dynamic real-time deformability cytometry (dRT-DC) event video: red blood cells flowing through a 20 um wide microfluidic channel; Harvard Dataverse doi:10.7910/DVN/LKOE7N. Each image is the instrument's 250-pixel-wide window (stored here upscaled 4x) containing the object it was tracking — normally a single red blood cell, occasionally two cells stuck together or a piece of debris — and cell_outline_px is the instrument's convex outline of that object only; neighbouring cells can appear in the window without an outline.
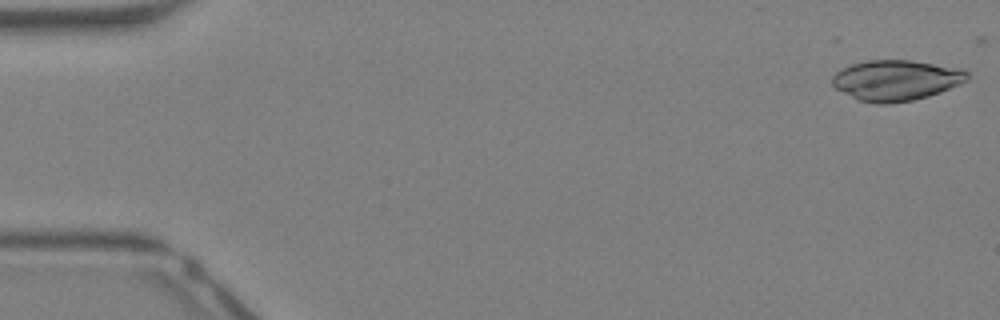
{"species": "Egyptian fruit bat (a non-hibernating species)", "species_latin": "Rousettus aegyptiacus", "temperature_condition": "warm", "stored_images_in_passage": 10, "camera_frame_rate_fps": 3000, "um_per_image_px": 0.085, "animal": {"sex": "female"}, "frame": {"image": 1, "passage_image": 1, "time_ms": 0.0, "image_size_px": [1000, 320], "cell_outline_px": [[968, 80], [960, 84], [940, 92], [928, 96], [912, 100], [888, 104], [876, 104], [856, 100], [836, 88], [832, 84], [832, 76], [840, 68], [852, 64], [868, 60], [912, 60], [960, 68], [968, 72]], "centroid_in_image_um": [76.15, 6.82], "position_along_channel_um": 8.9, "area_um2": 32.08}}